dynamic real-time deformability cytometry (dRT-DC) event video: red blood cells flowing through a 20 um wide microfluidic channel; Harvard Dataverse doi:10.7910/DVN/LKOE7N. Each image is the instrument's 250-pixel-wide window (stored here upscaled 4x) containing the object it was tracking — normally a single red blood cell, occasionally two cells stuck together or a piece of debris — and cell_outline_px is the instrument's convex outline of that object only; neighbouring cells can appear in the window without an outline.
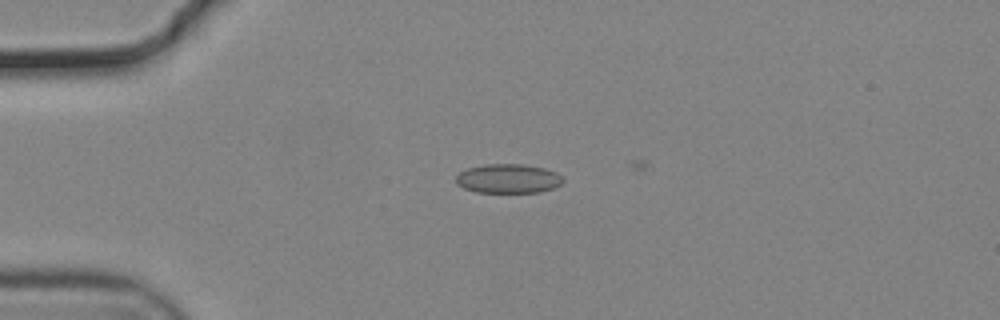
{"species": "common noctule bat (a hibernating species)", "species_latin": "Nyctalus noctula", "temperature_condition": "cold", "stored_images_in_passage": 7, "camera_frame_rate_fps": 3000, "um_per_image_px": 0.085, "animal": {"sex": "male", "body_mass_g": 19.2, "forearm_length_mm": 51.8}, "frame": {"image": 1, "passage_image": 3, "time_ms": 0.667, "image_size_px": [1000, 320], "cell_outline_px": [[564, 180], [560, 184], [552, 188], [540, 192], [476, 192], [464, 188], [456, 184], [456, 176], [460, 172], [468, 168], [484, 164], [524, 164], [544, 168], [556, 172], [564, 176]], "centroid_in_image_um": [43.2, 15.17], "position_along_channel_um": 41.8, "area_um2": 18.26}}